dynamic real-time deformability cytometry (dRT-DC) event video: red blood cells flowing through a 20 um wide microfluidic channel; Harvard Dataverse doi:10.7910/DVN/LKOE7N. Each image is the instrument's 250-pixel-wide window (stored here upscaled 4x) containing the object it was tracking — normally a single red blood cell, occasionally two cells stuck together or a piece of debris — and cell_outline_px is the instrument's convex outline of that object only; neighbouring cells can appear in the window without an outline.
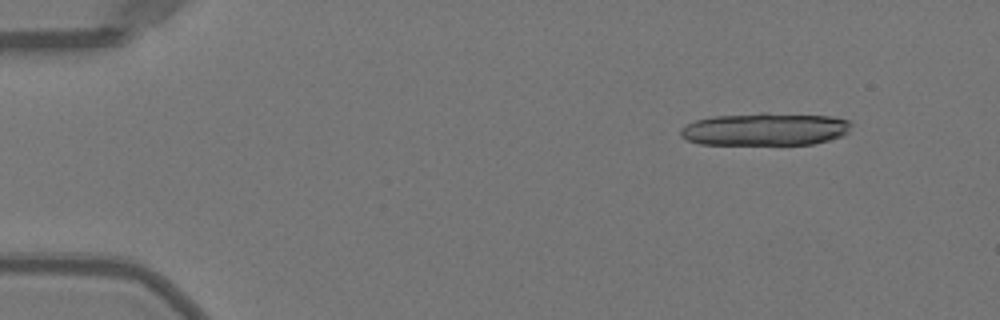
{"species": "Egyptian fruit bat (a non-hibernating species)", "species_latin": "Rousettus aegyptiacus", "temperature_condition": "warm", "stored_images_in_passage": 19, "camera_frame_rate_fps": 3000, "um_per_image_px": 0.085, "animal": {"sex": "female"}, "frame": {"image": 1, "passage_image": 6, "time_ms": 1.667, "image_size_px": [1000, 320], "cell_outline_px": [[852, 124], [848, 132], [844, 136], [812, 144], [700, 144], [688, 140], [680, 136], [680, 128], [696, 120], [712, 116], [760, 112], [768, 112], [832, 116], [848, 120]], "centroid_in_image_um": [65.06, 10.96], "position_along_channel_um": 19.9, "area_um2": 32.89}}